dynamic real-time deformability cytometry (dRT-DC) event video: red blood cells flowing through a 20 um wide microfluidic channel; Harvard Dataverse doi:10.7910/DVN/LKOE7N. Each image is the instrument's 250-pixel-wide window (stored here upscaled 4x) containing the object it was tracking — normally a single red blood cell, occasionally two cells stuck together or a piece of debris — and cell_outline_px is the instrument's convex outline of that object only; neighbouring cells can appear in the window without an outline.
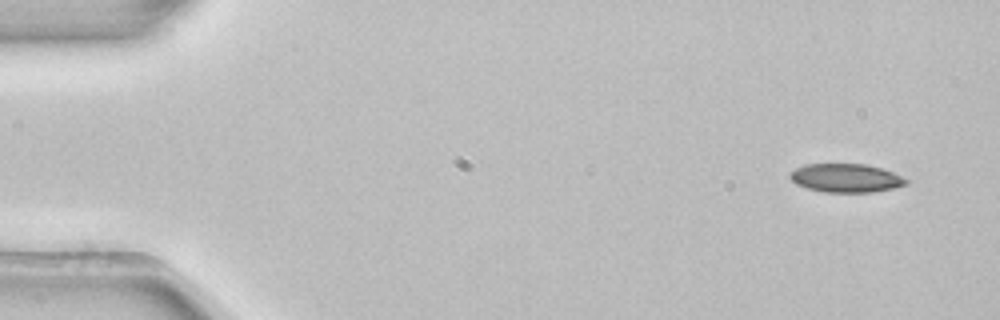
{"species": "common noctule bat (a hibernating species)", "species_latin": "Nyctalus noctula", "temperature_condition": "room temperature", "stored_images_in_passage": 4, "camera_frame_rate_fps": 3000, "um_per_image_px": 0.085, "animal": {"sex": "female", "body_mass_g": 22.7, "forearm_length_mm": 54.2}, "frame": {"image": 1, "passage_image": 1, "time_ms": 0.0, "image_size_px": [1000, 320], "cell_outline_px": [[912, 180], [908, 184], [892, 188], [872, 192], [824, 192], [808, 188], [796, 184], [788, 176], [788, 172], [804, 164], [868, 164], [892, 172]], "centroid_in_image_um": [71.91, 15.12], "position_along_channel_um": 13.1, "area_um2": 19.48}}
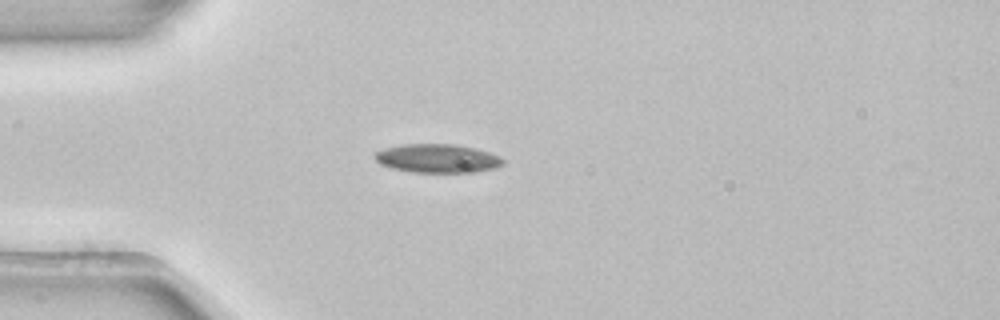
{"frame": {"image": 2, "passage_image": 4, "time_ms": 1.0, "image_size_px": [1000, 320], "cell_outline_px": [[504, 164], [496, 168], [476, 172], [412, 172], [392, 168], [380, 164], [372, 156], [376, 152], [384, 148], [404, 144], [456, 144], [476, 148], [500, 156], [504, 160]], "centroid_in_image_um": [37.19, 13.46], "position_along_channel_um": 47.8, "area_um2": 21.56}}